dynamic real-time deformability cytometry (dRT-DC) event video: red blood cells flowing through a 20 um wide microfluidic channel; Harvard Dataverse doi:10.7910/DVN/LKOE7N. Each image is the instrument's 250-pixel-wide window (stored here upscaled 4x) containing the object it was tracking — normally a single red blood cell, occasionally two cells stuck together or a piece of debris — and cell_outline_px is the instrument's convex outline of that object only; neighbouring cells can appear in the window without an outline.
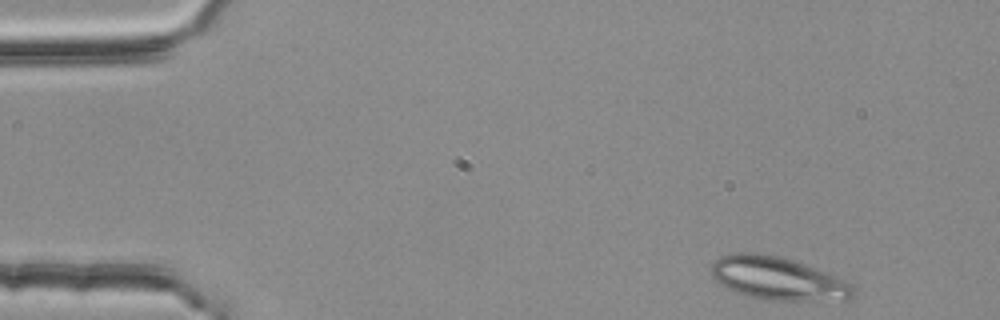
{"species": "common noctule bat (a hibernating species)", "species_latin": "Nyctalus noctula", "temperature_condition": "room temperature", "stored_images_in_passage": 3, "camera_frame_rate_fps": 3000, "um_per_image_px": 0.085, "animal": {"sex": "female", "body_mass_g": 25.1}, "frame": {"image": 1, "passage_image": 1, "time_ms": 0.0, "image_size_px": [1000, 320], "cell_outline_px": [[856, 292], [848, 300], [760, 300], [744, 296], [720, 284], [712, 276], [712, 264], [720, 256], [736, 252], [760, 252], [780, 256], [804, 264], [836, 276], [852, 284], [856, 288]], "centroid_in_image_um": [66.11, 23.67], "position_along_channel_um": 18.9, "area_um2": 35.84}}